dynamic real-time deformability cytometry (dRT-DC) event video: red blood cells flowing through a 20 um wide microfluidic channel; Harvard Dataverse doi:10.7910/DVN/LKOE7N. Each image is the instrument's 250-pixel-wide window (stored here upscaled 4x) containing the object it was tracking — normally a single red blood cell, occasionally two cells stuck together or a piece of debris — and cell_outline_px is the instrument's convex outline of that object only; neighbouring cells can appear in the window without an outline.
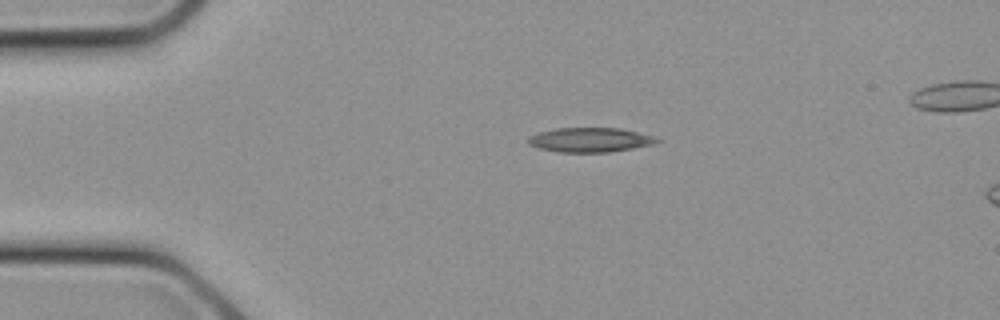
{"species": "common noctule bat (a hibernating species)", "species_latin": "Nyctalus noctula", "temperature_condition": "cold", "stored_images_in_passage": 4, "camera_frame_rate_fps": 3000, "um_per_image_px": 0.085, "animal": {"sex": "female", "body_mass_g": 21.9}, "frame": {"image": 1, "passage_image": 1, "time_ms": 0.0, "image_size_px": [1000, 320], "cell_outline_px": [[664, 140], [656, 144], [612, 152], [560, 152], [540, 148], [528, 144], [528, 136], [540, 132], [556, 128], [620, 128], [656, 136]], "centroid_in_image_um": [50.24, 11.89], "position_along_channel_um": 34.8, "area_um2": 18.55}}